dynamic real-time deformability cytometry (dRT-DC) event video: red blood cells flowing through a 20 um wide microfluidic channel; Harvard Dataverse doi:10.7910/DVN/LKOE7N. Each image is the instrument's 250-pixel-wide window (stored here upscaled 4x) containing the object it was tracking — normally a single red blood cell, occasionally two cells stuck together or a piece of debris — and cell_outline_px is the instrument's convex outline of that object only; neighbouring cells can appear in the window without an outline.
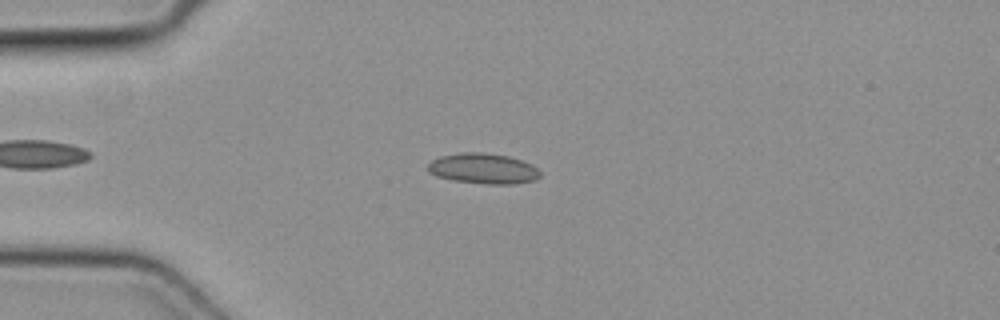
{"species": "common noctule bat (a hibernating species)", "species_latin": "Nyctalus noctula", "temperature_condition": "cold", "stored_images_in_passage": 45, "camera_frame_rate_fps": 3000, "um_per_image_px": 0.085, "animal": {"sex": "female", "body_mass_g": 19.3, "forearm_length_mm": 54.1}, "frame": {"image": 1, "passage_image": 8, "time_ms": 2.333, "image_size_px": [1000, 320], "cell_outline_px": [[540, 176], [536, 180], [512, 184], [488, 184], [452, 180], [436, 176], [428, 172], [428, 164], [432, 160], [440, 156], [460, 152], [484, 152], [508, 156], [532, 164], [540, 172]], "centroid_in_image_um": [41.06, 14.32], "position_along_channel_um": 43.9, "area_um2": 20.0}}
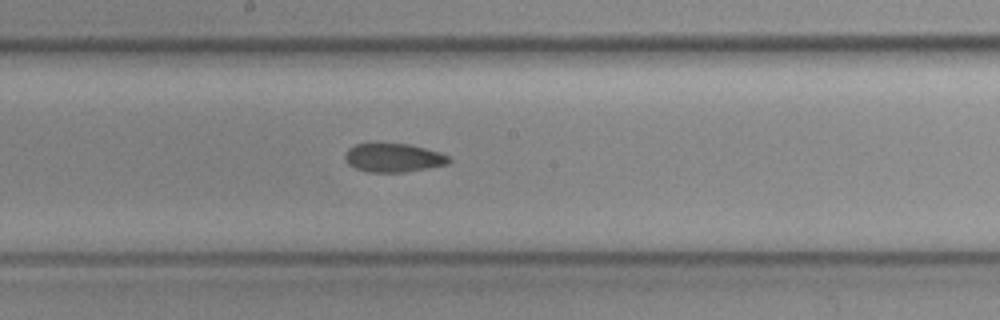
{"frame": {"image": 2, "passage_image": 22, "time_ms": 7.0, "image_size_px": [1000, 320], "cell_outline_px": [[452, 160], [448, 164], [428, 168], [404, 172], [368, 172], [356, 168], [348, 164], [344, 160], [344, 156], [348, 148], [356, 144], [408, 144], [440, 152], [448, 156]], "centroid_in_image_um": [33.44, 13.42], "position_along_channel_um": 214.8, "area_um2": 17.28}}
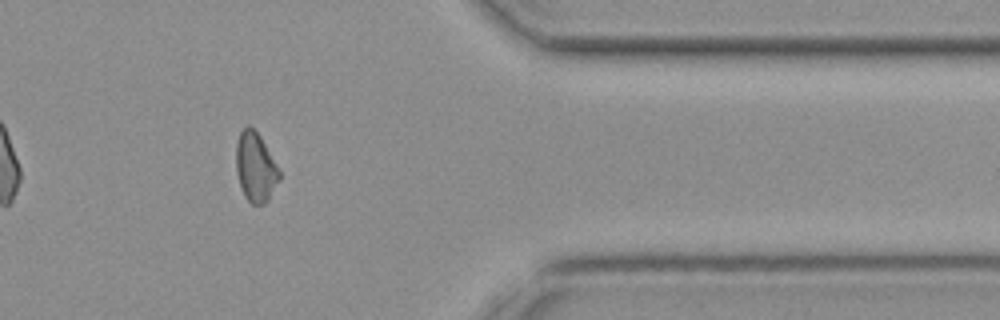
{"frame": {"image": 3, "passage_image": 36, "time_ms": 11.667, "image_size_px": [1000, 320], "cell_outline_px": [[280, 180], [268, 200], [264, 204], [252, 204], [244, 196], [236, 172], [236, 144], [240, 132], [248, 124], [260, 136], [280, 172]], "centroid_in_image_um": [21.71, 14.23], "position_along_channel_um": 389.7, "area_um2": 17.28}}